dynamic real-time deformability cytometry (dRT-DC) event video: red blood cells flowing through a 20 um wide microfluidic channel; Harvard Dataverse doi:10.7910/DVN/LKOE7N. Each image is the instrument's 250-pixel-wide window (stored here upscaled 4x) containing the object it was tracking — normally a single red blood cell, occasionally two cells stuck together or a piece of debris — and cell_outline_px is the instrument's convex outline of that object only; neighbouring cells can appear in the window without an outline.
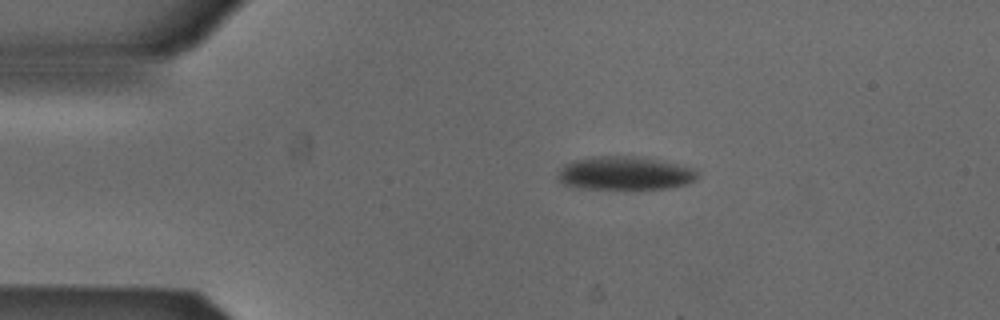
{"species": "Egyptian fruit bat (a non-hibernating species)", "species_latin": "Rousettus aegyptiacus", "temperature_condition": "cold", "stored_images_in_passage": 4, "camera_frame_rate_fps": 3000, "um_per_image_px": 0.085, "animal": {"sex": "male"}, "frame": {"image": 1, "passage_image": 1, "time_ms": 0.0, "image_size_px": [1000, 320], "cell_outline_px": [[696, 180], [688, 184], [668, 188], [584, 188], [564, 184], [556, 176], [560, 168], [564, 164], [572, 160], [592, 156], [636, 156], [664, 160], [692, 168], [696, 172]], "centroid_in_image_um": [53.1, 14.7], "position_along_channel_um": 31.9, "area_um2": 27.17}}